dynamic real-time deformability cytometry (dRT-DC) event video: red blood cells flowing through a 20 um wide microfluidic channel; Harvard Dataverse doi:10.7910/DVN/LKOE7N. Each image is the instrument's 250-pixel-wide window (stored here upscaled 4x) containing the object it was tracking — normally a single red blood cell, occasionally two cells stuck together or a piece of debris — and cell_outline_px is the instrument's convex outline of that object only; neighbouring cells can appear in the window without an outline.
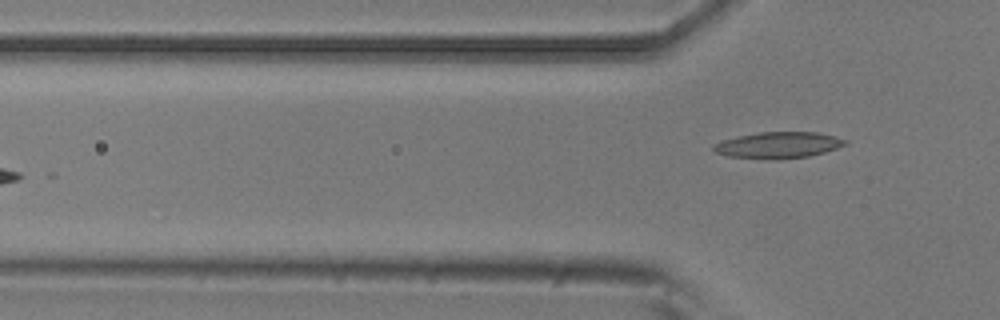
{"species": "common noctule bat (a hibernating species)", "species_latin": "Nyctalus noctula", "temperature_condition": "room temperature", "stored_images_in_passage": 7, "camera_frame_rate_fps": 3000, "um_per_image_px": 0.085, "animal": {"sex": "male", "body_mass_g": 20.5, "forearm_length_mm": 52.5}, "frame": {"image": 1, "passage_image": 7, "time_ms": 2.0, "image_size_px": [1000, 320], "cell_outline_px": [[848, 144], [824, 152], [808, 156], [780, 160], [764, 160], [728, 156], [716, 152], [712, 148], [712, 144], [736, 136], [756, 132], [816, 132], [836, 136], [848, 140]], "centroid_in_image_um": [66.14, 12.34], "position_along_channel_um": 59.7, "area_um2": 20.52}}